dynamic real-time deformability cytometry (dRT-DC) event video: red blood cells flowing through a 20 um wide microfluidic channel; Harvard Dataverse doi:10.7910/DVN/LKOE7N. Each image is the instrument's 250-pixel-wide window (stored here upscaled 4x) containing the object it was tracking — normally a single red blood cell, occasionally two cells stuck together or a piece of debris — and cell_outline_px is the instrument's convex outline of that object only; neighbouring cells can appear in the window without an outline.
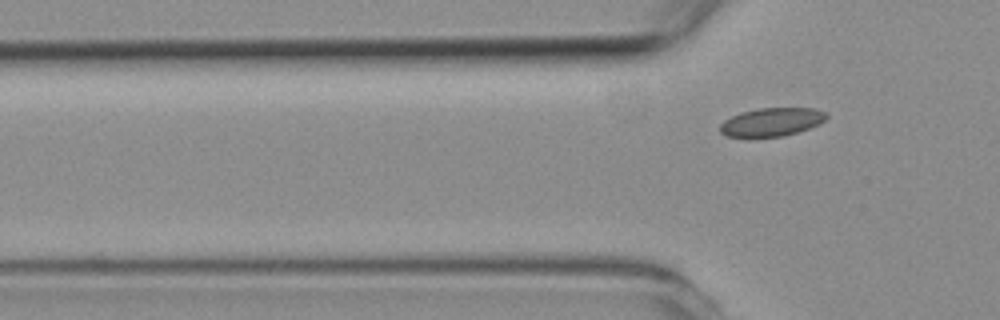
{"species": "common noctule bat (a hibernating species)", "species_latin": "Nyctalus noctula", "temperature_condition": "room temperature", "stored_images_in_passage": 9, "camera_frame_rate_fps": 3000, "um_per_image_px": 0.085, "animal": {"sex": "female", "body_mass_g": 19.3, "forearm_length_mm": 54.1}, "frame": {"image": 1, "passage_image": 9, "time_ms": 9.333, "image_size_px": [1000, 320], "cell_outline_px": [[828, 116], [824, 120], [808, 128], [784, 136], [728, 136], [720, 132], [720, 124], [724, 120], [740, 112], [760, 108], [816, 108], [824, 112]], "centroid_in_image_um": [65.57, 10.35], "position_along_channel_um": 60.2, "area_um2": 17.22}}